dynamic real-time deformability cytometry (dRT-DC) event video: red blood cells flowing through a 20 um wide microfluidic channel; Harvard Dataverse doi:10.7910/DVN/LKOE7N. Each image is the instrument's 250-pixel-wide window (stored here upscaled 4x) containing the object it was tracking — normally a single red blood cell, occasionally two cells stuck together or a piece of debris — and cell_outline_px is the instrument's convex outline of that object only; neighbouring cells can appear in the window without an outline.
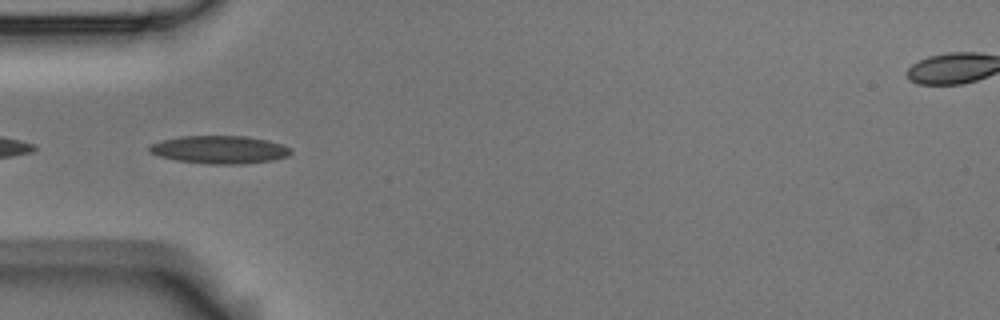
{"species": "Egyptian fruit bat (a non-hibernating species)", "species_latin": "Rousettus aegyptiacus", "temperature_condition": "room temperature", "stored_images_in_passage": 6, "camera_frame_rate_fps": 3000, "um_per_image_px": 0.085, "animal": {"sex": "male"}, "frame": {"image": 1, "passage_image": 4, "time_ms": 1.0, "image_size_px": [1000, 320], "cell_outline_px": [[292, 152], [288, 156], [272, 160], [244, 164], [208, 164], [176, 160], [160, 156], [148, 152], [148, 148], [152, 144], [164, 140], [180, 136], [244, 136], [268, 140], [292, 148]], "centroid_in_image_um": [18.68, 12.72], "position_along_channel_um": 66.3, "area_um2": 22.95}}
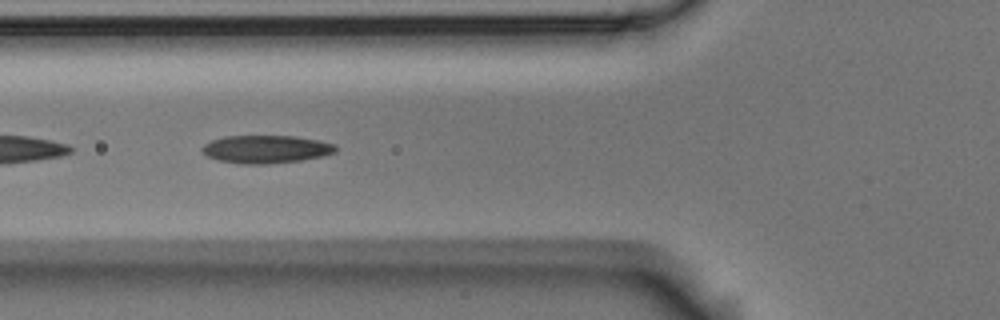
{"frame": {"image": 2, "passage_image": 5, "time_ms": 1.333, "image_size_px": [1000, 320], "cell_outline_px": [[336, 152], [324, 156], [300, 160], [268, 164], [240, 164], [220, 160], [208, 156], [200, 148], [204, 144], [212, 140], [224, 136], [296, 136], [320, 140], [336, 144]], "centroid_in_image_um": [22.65, 12.68], "position_along_channel_um": 103.2, "area_um2": 21.79}}
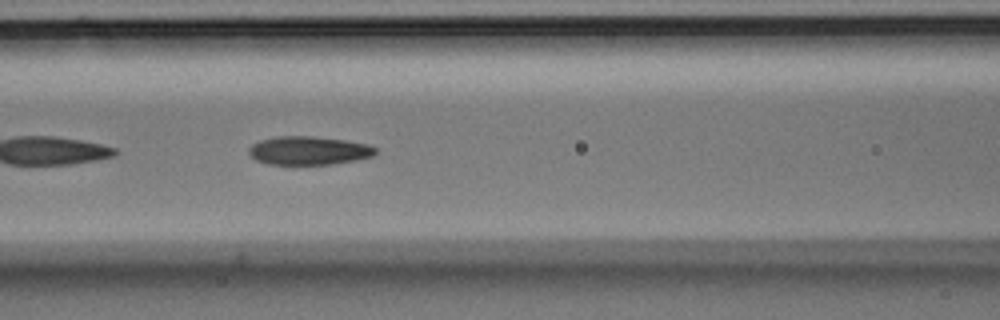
{"frame": {"image": 3, "passage_image": 6, "time_ms": 1.667, "image_size_px": [1000, 320], "cell_outline_px": [[376, 152], [372, 156], [356, 160], [332, 164], [268, 164], [256, 160], [248, 152], [248, 148], [252, 144], [260, 140], [276, 136], [312, 136], [344, 140], [368, 144], [376, 148]], "centroid_in_image_um": [26.22, 12.79], "position_along_channel_um": 140.4, "area_um2": 20.98}}